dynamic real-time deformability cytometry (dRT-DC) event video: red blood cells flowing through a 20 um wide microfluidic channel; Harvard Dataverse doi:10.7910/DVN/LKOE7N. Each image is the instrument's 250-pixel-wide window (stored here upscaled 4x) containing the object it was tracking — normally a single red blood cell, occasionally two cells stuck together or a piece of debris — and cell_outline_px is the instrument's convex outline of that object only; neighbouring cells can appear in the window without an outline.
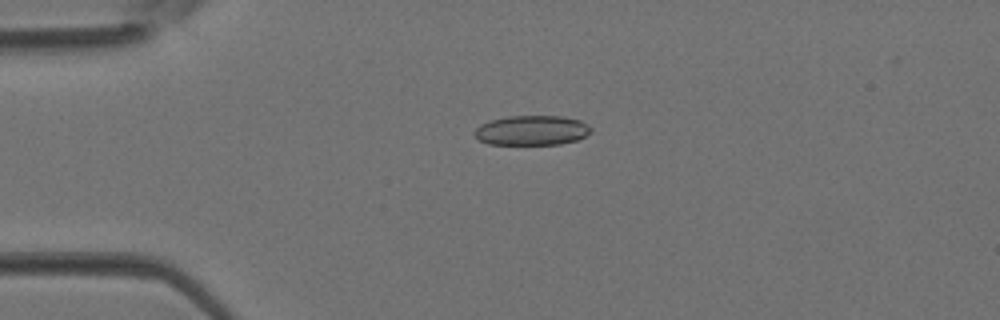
{"species": "Egyptian fruit bat (a non-hibernating species)", "species_latin": "Rousettus aegyptiacus", "temperature_condition": "room temperature", "stored_images_in_passage": 4, "camera_frame_rate_fps": 3000, "um_per_image_px": 0.085, "animal": {"sex": "female"}, "frame": {"image": 1, "passage_image": 3, "time_ms": 0.667, "image_size_px": [1000, 320], "cell_outline_px": [[592, 132], [576, 140], [560, 144], [488, 144], [480, 140], [472, 132], [480, 124], [492, 120], [508, 116], [560, 116], [580, 120], [588, 124], [592, 128]], "centroid_in_image_um": [45.21, 11.08], "position_along_channel_um": 39.8, "area_um2": 20.17}}